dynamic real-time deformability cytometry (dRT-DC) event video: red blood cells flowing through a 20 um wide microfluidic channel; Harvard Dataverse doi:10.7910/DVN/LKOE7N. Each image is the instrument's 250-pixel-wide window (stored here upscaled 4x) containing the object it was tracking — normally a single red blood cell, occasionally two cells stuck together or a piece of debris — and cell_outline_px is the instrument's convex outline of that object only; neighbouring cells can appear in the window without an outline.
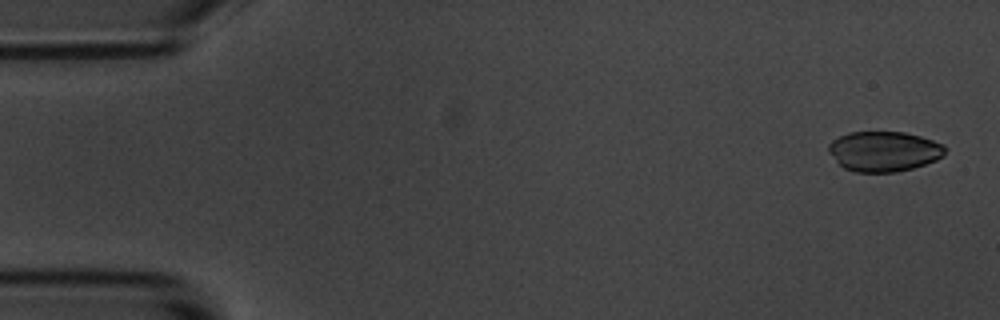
{"species": "common noctule bat (a hibernating species)", "species_latin": "Nyctalus noctula", "temperature_condition": "room temperature", "stored_images_in_passage": 5, "camera_frame_rate_fps": 3000, "um_per_image_px": 0.085, "animal": {"sex": "male", "body_mass_g": 20.1, "forearm_length_mm": 53.5}, "frame": {"image": 1, "passage_image": 1, "time_ms": 0.0, "image_size_px": [1000, 320], "cell_outline_px": [[948, 148], [944, 156], [936, 160], [912, 168], [896, 172], [856, 172], [844, 168], [828, 152], [828, 144], [832, 140], [848, 132], [904, 132], [920, 136], [944, 144]], "centroid_in_image_um": [75.15, 12.86], "position_along_channel_um": 9.8, "area_um2": 27.34}}
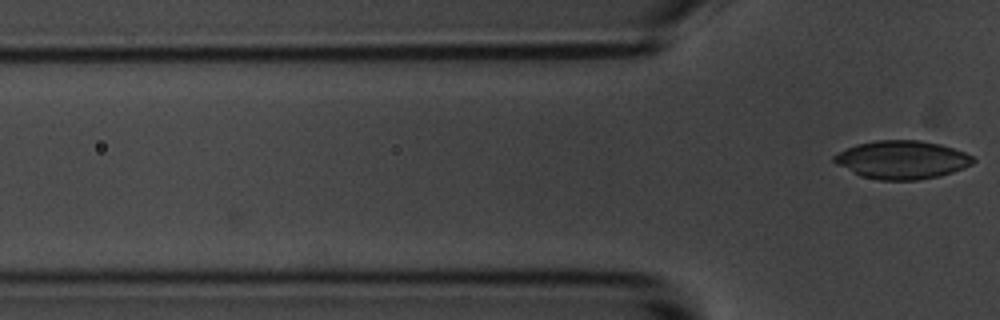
{"frame": {"image": 2, "passage_image": 5, "time_ms": 4.333, "image_size_px": [1000, 320], "cell_outline_px": [[976, 160], [972, 164], [964, 168], [940, 176], [916, 180], [876, 180], [860, 176], [836, 164], [832, 160], [832, 156], [856, 144], [876, 140], [920, 140], [940, 144], [964, 152], [972, 156]], "centroid_in_image_um": [76.66, 13.58], "position_along_channel_um": 49.1, "area_um2": 31.04}}